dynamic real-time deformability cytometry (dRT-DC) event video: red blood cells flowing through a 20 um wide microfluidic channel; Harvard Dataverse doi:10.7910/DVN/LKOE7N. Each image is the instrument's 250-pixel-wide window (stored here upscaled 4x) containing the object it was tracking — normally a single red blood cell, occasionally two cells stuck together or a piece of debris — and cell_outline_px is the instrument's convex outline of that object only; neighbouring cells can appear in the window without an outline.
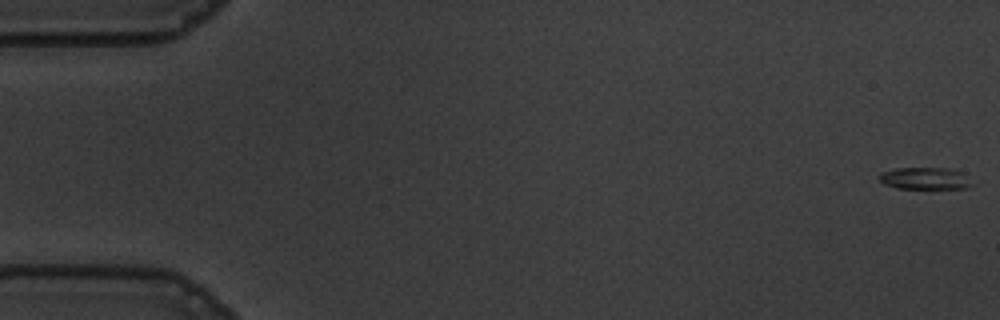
{"species": "common noctule bat (a hibernating species)", "species_latin": "Nyctalus noctula", "temperature_condition": "warm", "stored_images_in_passage": 56, "camera_frame_rate_fps": 3000, "um_per_image_px": 0.085, "animal": {"sex": "male", "body_mass_g": 19.5, "forearm_length_mm": 54.6}, "frame": {"image": 1, "passage_image": 1, "time_ms": 0.0, "image_size_px": [1000, 320], "cell_outline_px": [[972, 184], [968, 188], [896, 188], [884, 184], [880, 180], [880, 172], [896, 168], [948, 168], [960, 172]], "centroid_in_image_um": [78.56, 15.16], "position_along_channel_um": 6.4, "area_um2": 11.62}}
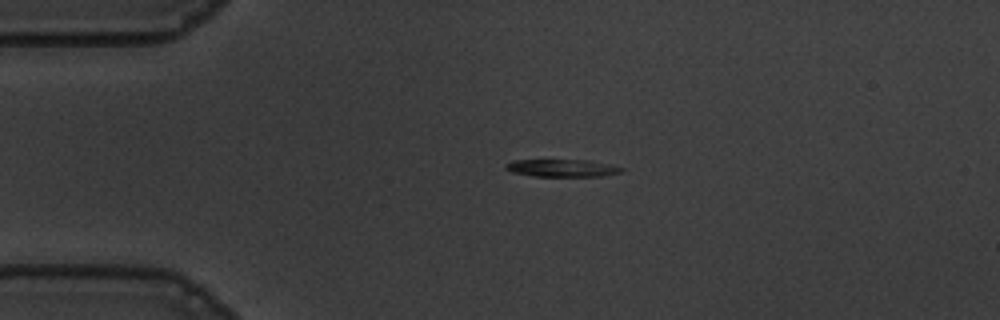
{"frame": {"image": 2, "passage_image": 13, "time_ms": 4.0, "image_size_px": [1000, 320], "cell_outline_px": [[624, 168], [620, 172], [604, 176], [532, 176], [512, 172], [504, 168], [504, 164], [512, 160], [588, 160], [608, 164]], "centroid_in_image_um": [47.72, 14.28], "position_along_channel_um": 37.3, "area_um2": 11.73}}
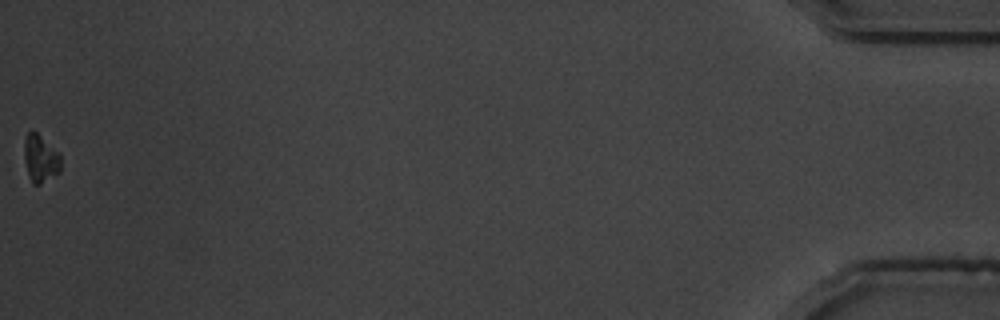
{"frame": {"image": 3, "passage_image": 56, "time_ms": 18.333, "image_size_px": [1000, 320], "cell_outline_px": [[60, 172], [40, 184], [32, 184], [28, 176], [24, 160], [24, 136], [32, 128], [60, 152]], "centroid_in_image_um": [3.42, 13.44], "position_along_channel_um": 431.8, "area_um2": 10.46}}